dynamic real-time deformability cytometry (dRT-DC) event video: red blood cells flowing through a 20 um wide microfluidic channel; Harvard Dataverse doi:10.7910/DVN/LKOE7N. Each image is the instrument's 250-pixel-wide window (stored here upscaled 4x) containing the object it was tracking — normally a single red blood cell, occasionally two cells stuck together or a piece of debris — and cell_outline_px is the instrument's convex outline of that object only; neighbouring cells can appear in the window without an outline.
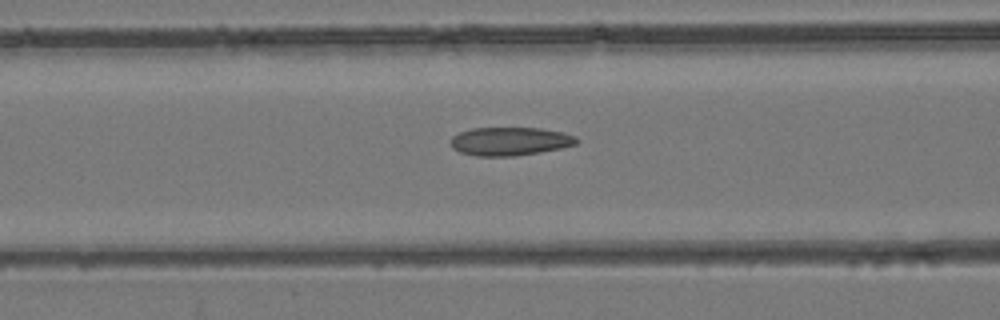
{"species": "common noctule bat (a hibernating species)", "species_latin": "Nyctalus noctula", "temperature_condition": "room temperature", "stored_images_in_passage": 38, "camera_frame_rate_fps": 3000, "um_per_image_px": 0.085, "animal": {"sex": "female", "body_mass_g": 24.6, "forearm_length_mm": 56.2}, "frame": {"image": 1, "passage_image": 10, "time_ms": 3.0, "image_size_px": [1000, 320], "cell_outline_px": [[580, 140], [576, 144], [560, 148], [540, 152], [516, 156], [476, 156], [460, 152], [452, 148], [448, 144], [448, 140], [452, 136], [460, 132], [472, 128], [540, 128], [564, 132], [576, 136]], "centroid_in_image_um": [43.32, 12.01], "position_along_channel_um": 123.3, "area_um2": 21.1}}
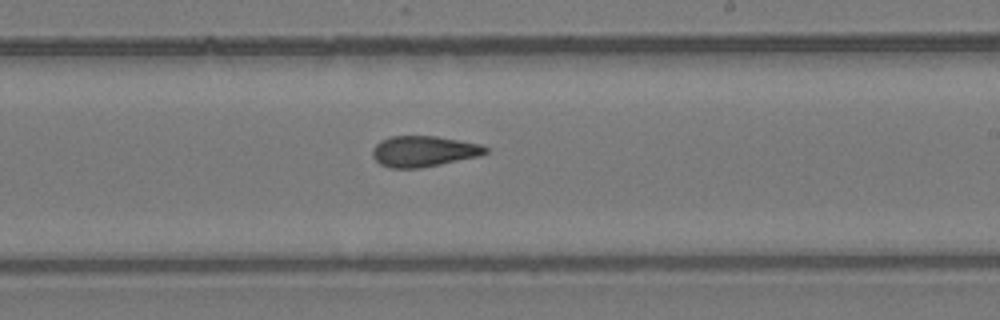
{"frame": {"image": 2, "passage_image": 19, "time_ms": 6.0, "image_size_px": [1000, 320], "cell_outline_px": [[488, 152], [480, 156], [420, 168], [392, 168], [380, 164], [372, 156], [372, 148], [380, 140], [392, 136], [436, 136], [480, 144], [488, 148]], "centroid_in_image_um": [36.0, 12.86], "position_along_channel_um": 253.0, "area_um2": 20.29}}
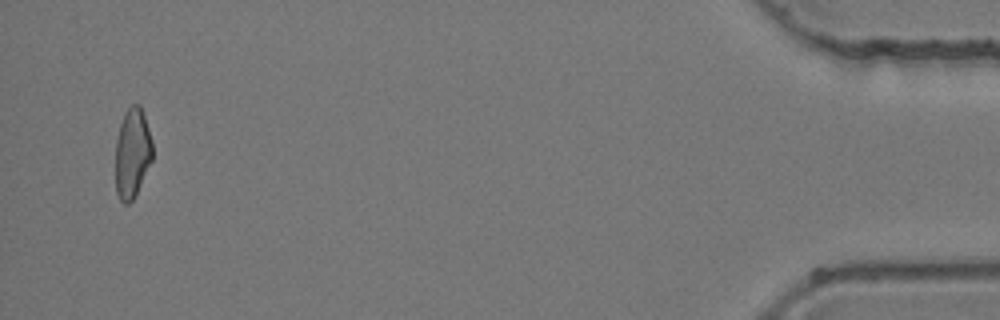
{"frame": {"image": 3, "passage_image": 37, "time_ms": 12.0, "image_size_px": [1000, 320], "cell_outline_px": [[152, 160], [132, 200], [128, 204], [124, 204], [120, 200], [116, 192], [116, 140], [120, 124], [124, 112], [132, 104], [140, 104], [152, 140]], "centroid_in_image_um": [11.24, 12.99], "position_along_channel_um": 424.0, "area_um2": 19.19}}